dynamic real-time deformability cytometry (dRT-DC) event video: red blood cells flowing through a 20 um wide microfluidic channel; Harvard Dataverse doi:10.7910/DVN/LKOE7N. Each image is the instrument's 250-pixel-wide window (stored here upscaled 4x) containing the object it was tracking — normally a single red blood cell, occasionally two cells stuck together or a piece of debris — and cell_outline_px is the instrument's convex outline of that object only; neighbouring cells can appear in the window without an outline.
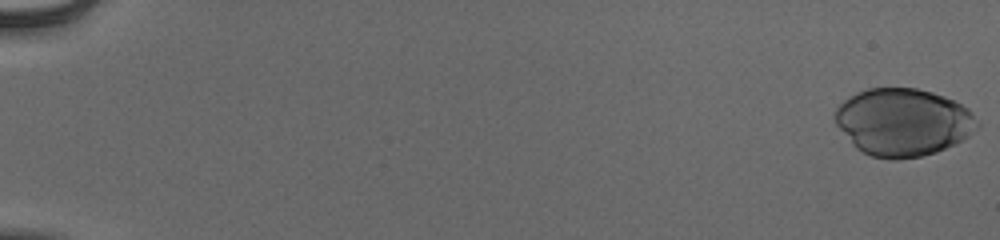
{"species": "human", "species_latin": "Homo sapiens", "temperature_condition": "cold", "stored_images_in_passage": 55, "camera_frame_rate_fps": 3000, "um_per_image_px": 0.085, "donor": {"sex": "male"}, "frame": {"image": 1, "passage_image": 1, "time_ms": 0.0, "image_size_px": [1000, 240], "cell_outline_px": [[980, 128], [964, 140], [936, 152], [920, 156], [896, 160], [892, 160], [872, 156], [856, 148], [836, 124], [836, 108], [844, 100], [856, 92], [868, 88], [916, 88], [932, 92], [944, 96], [968, 108], [972, 112], [980, 124]], "centroid_in_image_um": [76.8, 10.38], "position_along_channel_um": 8.2, "area_um2": 56.01}}
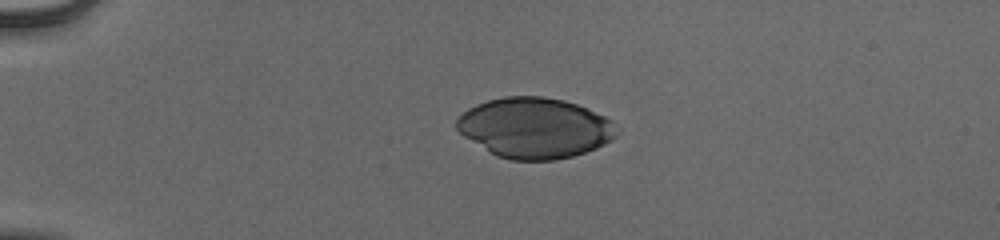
{"frame": {"image": 2, "passage_image": 15, "time_ms": 4.667, "image_size_px": [1000, 240], "cell_outline_px": [[616, 136], [612, 140], [596, 148], [572, 156], [556, 160], [512, 160], [496, 156], [464, 136], [456, 128], [456, 120], [468, 108], [476, 104], [488, 100], [504, 96], [544, 96], [564, 100], [576, 104], [604, 116], [612, 120]], "centroid_in_image_um": [45.43, 10.87], "position_along_channel_um": 39.6, "area_um2": 56.07}}